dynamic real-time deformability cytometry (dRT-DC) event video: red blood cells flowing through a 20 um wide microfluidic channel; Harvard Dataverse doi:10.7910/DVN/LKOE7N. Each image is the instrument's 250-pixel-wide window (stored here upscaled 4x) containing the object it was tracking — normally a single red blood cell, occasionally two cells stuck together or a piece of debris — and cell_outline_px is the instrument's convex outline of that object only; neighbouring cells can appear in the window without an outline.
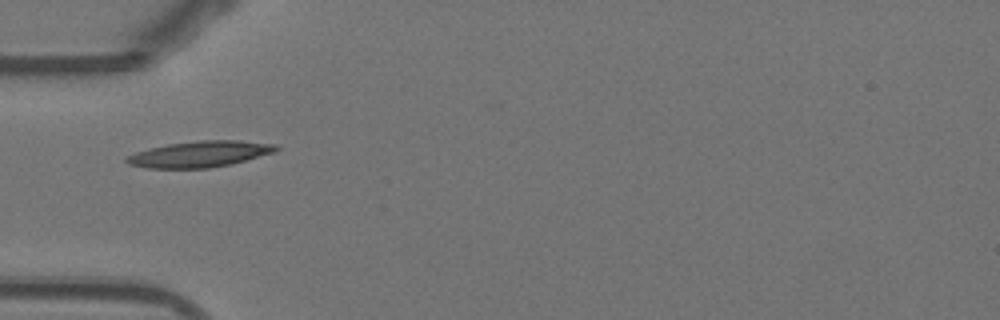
{"species": "Egyptian fruit bat (a non-hibernating species)", "species_latin": "Rousettus aegyptiacus", "temperature_condition": "warm", "stored_images_in_passage": 38, "camera_frame_rate_fps": 3000, "um_per_image_px": 0.085, "animal": {"sex": "female"}, "frame": {"image": 1, "passage_image": 1, "time_ms": 0.0, "image_size_px": [1000, 320], "cell_outline_px": [[280, 148], [276, 152], [228, 164], [208, 168], [148, 168], [128, 164], [124, 160], [124, 156], [136, 152], [168, 144], [200, 140], [240, 140], [276, 144]], "centroid_in_image_um": [16.97, 13.09], "position_along_channel_um": 68.0, "area_um2": 22.6}}
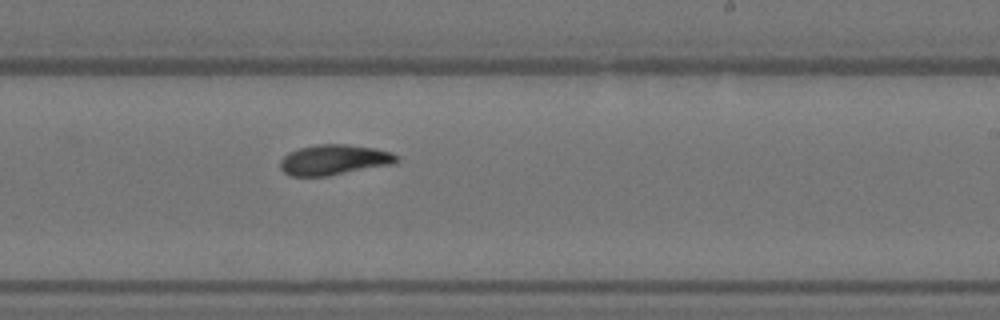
{"frame": {"image": 2, "passage_image": 16, "time_ms": 5.0, "image_size_px": [1000, 320], "cell_outline_px": [[400, 160], [396, 164], [328, 176], [288, 176], [280, 168], [280, 160], [288, 152], [300, 148], [316, 144], [348, 144], [376, 148], [392, 152], [400, 156]], "centroid_in_image_um": [28.45, 13.58], "position_along_channel_um": 260.6, "area_um2": 21.04}}
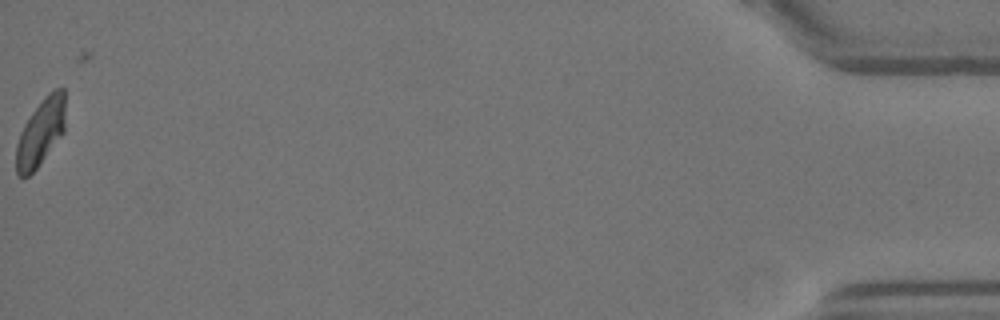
{"frame": {"image": 3, "passage_image": 37, "time_ms": 12.0, "image_size_px": [1000, 320], "cell_outline_px": [[64, 132], [36, 168], [28, 176], [20, 176], [16, 172], [16, 144], [20, 132], [24, 124], [32, 112], [44, 96], [48, 92], [56, 88], [64, 88]], "centroid_in_image_um": [3.44, 11.23], "position_along_channel_um": 431.8, "area_um2": 18.96}, "authors_computed_cell_mechanics": {"area_um2": 20.23, "velocity_mm_per_s": 3.8592, "shape_relaxation_time_tau1_ms": 5.6379, "shape_relaxation_time_tau2_ms": 4.5132, "deformation_change_tau1": 0.1927, "deformation_change_tau2": 0.1067}}